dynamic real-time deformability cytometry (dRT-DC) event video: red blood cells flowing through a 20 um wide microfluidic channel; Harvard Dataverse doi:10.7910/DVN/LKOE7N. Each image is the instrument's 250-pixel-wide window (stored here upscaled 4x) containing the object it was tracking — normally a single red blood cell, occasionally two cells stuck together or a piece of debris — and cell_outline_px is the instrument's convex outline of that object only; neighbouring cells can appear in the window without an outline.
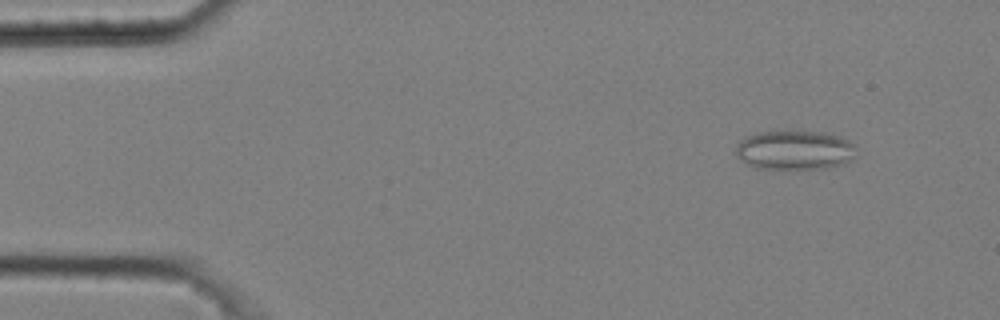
{"species": "common noctule bat (a hibernating species)", "species_latin": "Nyctalus noctula", "temperature_condition": "cold", "stored_images_in_passage": 51, "camera_frame_rate_fps": 3000, "um_per_image_px": 0.085, "animal": {"sex": "male", "body_mass_g": 20.4}, "frame": {"image": 1, "passage_image": 6, "time_ms": 1.667, "image_size_px": [1000, 320], "cell_outline_px": [[856, 156], [852, 160], [844, 164], [828, 168], [780, 172], [756, 168], [740, 160], [736, 156], [736, 144], [744, 136], [756, 132], [824, 132], [848, 140], [856, 144]], "centroid_in_image_um": [67.54, 12.82], "position_along_channel_um": 17.5, "area_um2": 28.73}}
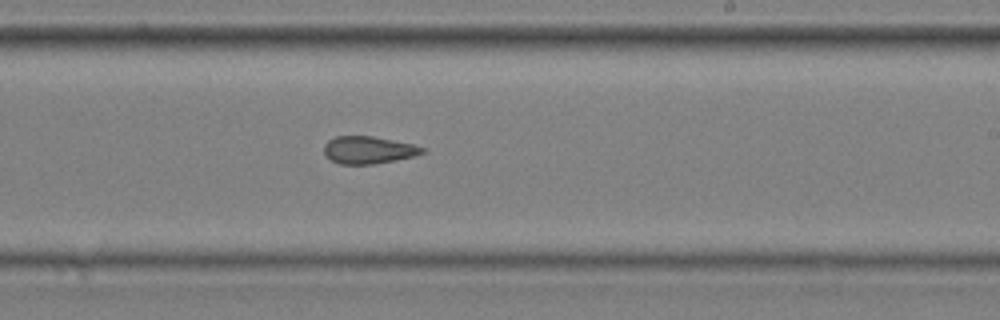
{"frame": {"image": 2, "passage_image": 33, "time_ms": 10.667, "image_size_px": [1000, 320], "cell_outline_px": [[428, 152], [416, 156], [396, 160], [372, 164], [340, 164], [332, 160], [324, 152], [324, 144], [328, 140], [336, 136], [372, 136], [412, 144], [428, 148]], "centroid_in_image_um": [31.38, 12.75], "position_along_channel_um": 257.6, "area_um2": 15.78}}
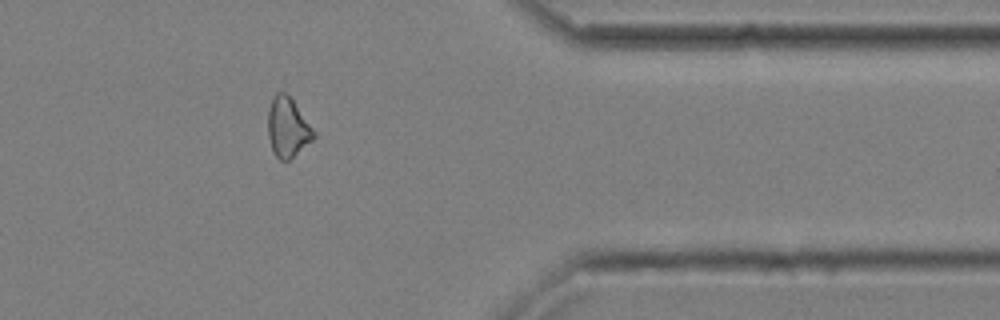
{"frame": {"image": 3, "passage_image": 45, "time_ms": 14.667, "image_size_px": [1000, 320], "cell_outline_px": [[316, 136], [312, 140], [288, 160], [280, 160], [272, 152], [268, 136], [268, 108], [276, 92], [284, 92], [292, 100], [316, 132]], "centroid_in_image_um": [24.43, 10.84], "position_along_channel_um": 387.0, "area_um2": 15.66}, "authors_computed_cell_mechanics": {"area_um2": 16.8776, "velocity_mm_per_s": 3.6523, "shape_relaxation_time_tau1_ms": null, "shape_relaxation_time_tau2_ms": 3.553, "deformation_change_tau1": null, "deformation_change_tau2": 0.1159}}